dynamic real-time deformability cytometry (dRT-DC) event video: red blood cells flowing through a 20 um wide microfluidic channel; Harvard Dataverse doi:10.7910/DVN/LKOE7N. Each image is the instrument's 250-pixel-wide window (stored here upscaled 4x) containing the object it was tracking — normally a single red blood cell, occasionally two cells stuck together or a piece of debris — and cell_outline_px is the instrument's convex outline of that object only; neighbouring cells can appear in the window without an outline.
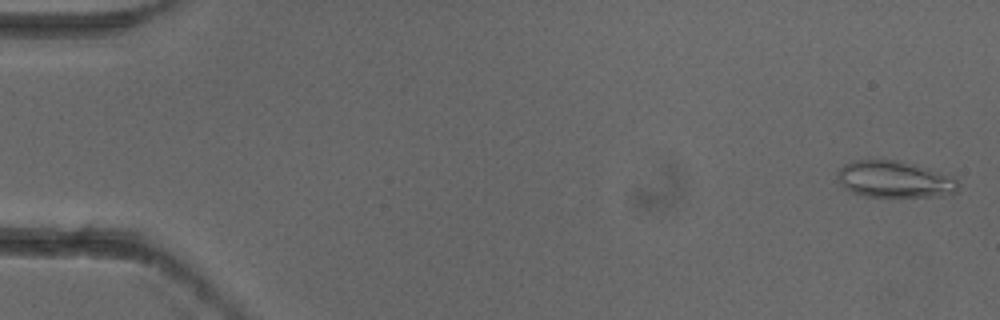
{"species": "common noctule bat (a hibernating species)", "species_latin": "Nyctalus noctula", "temperature_condition": "cold", "stored_images_in_passage": 6, "camera_frame_rate_fps": 3000, "um_per_image_px": 0.085, "animal": {"sex": "female"}, "frame": {"image": 1, "passage_image": 1, "time_ms": 0.0, "image_size_px": [1000, 320], "cell_outline_px": [[960, 184], [956, 192], [940, 196], [868, 196], [852, 192], [844, 188], [836, 176], [836, 172], [844, 164], [852, 160], [896, 160], [916, 164], [952, 176]], "centroid_in_image_um": [76.03, 15.23], "position_along_channel_um": 9.0, "area_um2": 25.78}}